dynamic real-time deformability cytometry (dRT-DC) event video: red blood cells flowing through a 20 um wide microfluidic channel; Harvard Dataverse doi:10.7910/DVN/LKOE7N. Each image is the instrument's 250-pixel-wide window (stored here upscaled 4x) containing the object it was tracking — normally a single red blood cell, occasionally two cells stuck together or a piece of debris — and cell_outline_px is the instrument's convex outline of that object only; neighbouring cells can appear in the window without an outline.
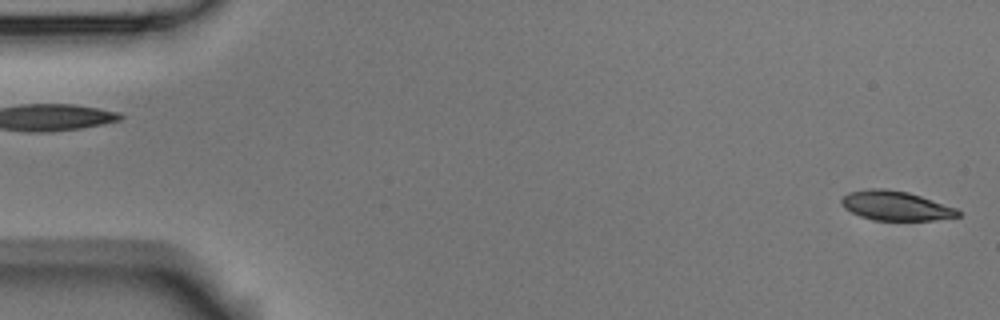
{"species": "Egyptian fruit bat (a non-hibernating species)", "species_latin": "Rousettus aegyptiacus", "temperature_condition": "room temperature", "stored_images_in_passage": 6, "camera_frame_rate_fps": 3000, "um_per_image_px": 0.085, "animal": {"sex": "male"}, "frame": {"image": 1, "passage_image": 1, "time_ms": 0.0, "image_size_px": [1000, 320], "cell_outline_px": [[960, 216], [932, 220], [872, 220], [860, 216], [844, 208], [840, 200], [848, 192], [868, 188], [884, 188], [908, 192], [956, 208], [960, 212]], "centroid_in_image_um": [76.1, 17.48], "position_along_channel_um": 8.9, "area_um2": 19.88}}